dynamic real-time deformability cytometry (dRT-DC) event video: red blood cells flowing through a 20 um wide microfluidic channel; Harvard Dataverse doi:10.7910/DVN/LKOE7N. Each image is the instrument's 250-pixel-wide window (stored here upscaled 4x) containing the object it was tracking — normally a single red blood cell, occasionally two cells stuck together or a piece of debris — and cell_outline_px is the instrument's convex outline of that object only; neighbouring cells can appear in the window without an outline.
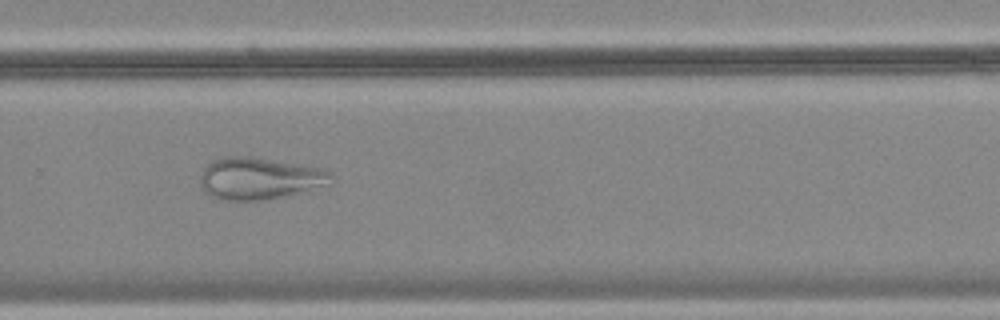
{"species": "common noctule bat (a hibernating species)", "species_latin": "Nyctalus noctula", "temperature_condition": "cold", "stored_images_in_passage": 50, "camera_frame_rate_fps": 3000, "um_per_image_px": 0.085, "animal": {"sex": "female", "body_mass_g": 18.4}, "frame": {"image": 1, "passage_image": 32, "time_ms": 10.333, "image_size_px": [1000, 320], "cell_outline_px": [[332, 176], [320, 184], [292, 196], [260, 200], [224, 200], [212, 196], [204, 192], [200, 188], [200, 172], [208, 164], [224, 156], [252, 156], [320, 168], [332, 172]], "centroid_in_image_um": [21.94, 15.16], "position_along_channel_um": 307.9, "area_um2": 31.62}}
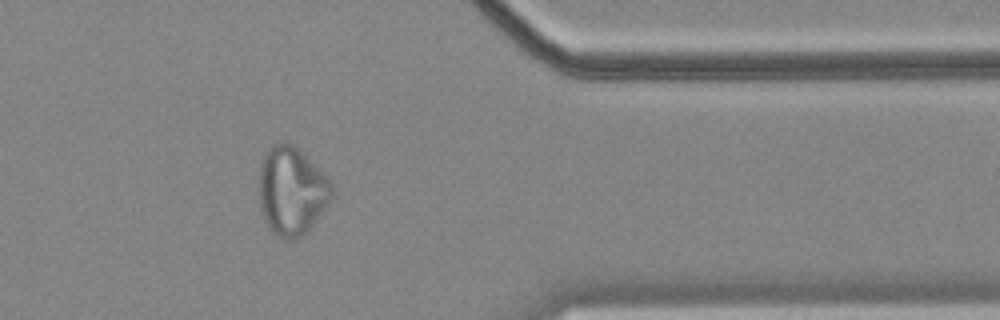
{"frame": {"image": 2, "passage_image": 40, "time_ms": 13.0, "image_size_px": [1000, 320], "cell_outline_px": [[332, 196], [328, 204], [316, 220], [296, 240], [288, 240], [280, 236], [268, 228], [260, 212], [260, 160], [268, 148], [272, 144], [284, 140], [292, 144], [332, 184]], "centroid_in_image_um": [24.74, 16.23], "position_along_channel_um": 386.7, "area_um2": 36.82}}
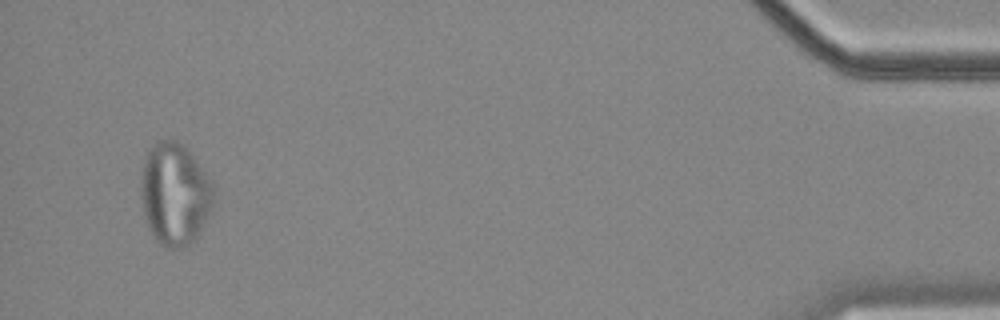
{"frame": {"image": 3, "passage_image": 48, "time_ms": 15.667, "image_size_px": [1000, 320], "cell_outline_px": [[216, 188], [212, 204], [196, 240], [180, 252], [168, 248], [160, 244], [156, 240], [148, 228], [144, 216], [140, 196], [140, 188], [144, 160], [148, 152], [160, 140], [176, 140], [196, 160], [212, 180]], "centroid_in_image_um": [14.86, 16.57], "position_along_channel_um": 420.3, "area_um2": 43.52}}